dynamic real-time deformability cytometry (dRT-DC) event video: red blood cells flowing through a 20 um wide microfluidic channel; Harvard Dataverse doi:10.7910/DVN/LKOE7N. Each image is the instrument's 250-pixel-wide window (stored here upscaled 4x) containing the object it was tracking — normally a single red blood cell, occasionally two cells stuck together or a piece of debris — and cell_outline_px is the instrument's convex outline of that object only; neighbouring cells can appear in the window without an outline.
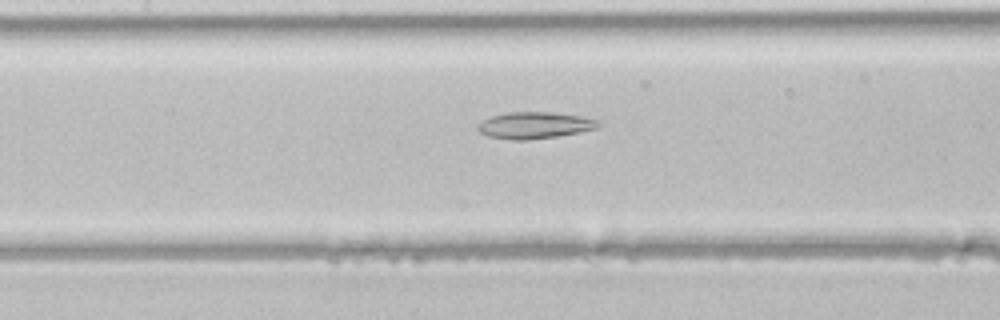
{"species": "common noctule bat (a hibernating species)", "species_latin": "Nyctalus noctula", "temperature_condition": "room temperature", "stored_images_in_passage": 32, "camera_frame_rate_fps": 3000, "um_per_image_px": 0.085, "animal": {"sex": "male", "body_mass_g": 21.5, "forearm_length_mm": 52.0}, "frame": {"image": 1, "passage_image": 7, "time_ms": 2.0, "image_size_px": [1000, 320], "cell_outline_px": [[604, 124], [596, 128], [580, 132], [556, 136], [528, 140], [512, 140], [488, 136], [480, 132], [476, 128], [476, 124], [492, 116], [508, 112], [552, 112], [580, 116], [604, 120]], "centroid_in_image_um": [45.49, 10.64], "position_along_channel_um": 161.9, "area_um2": 18.9}}
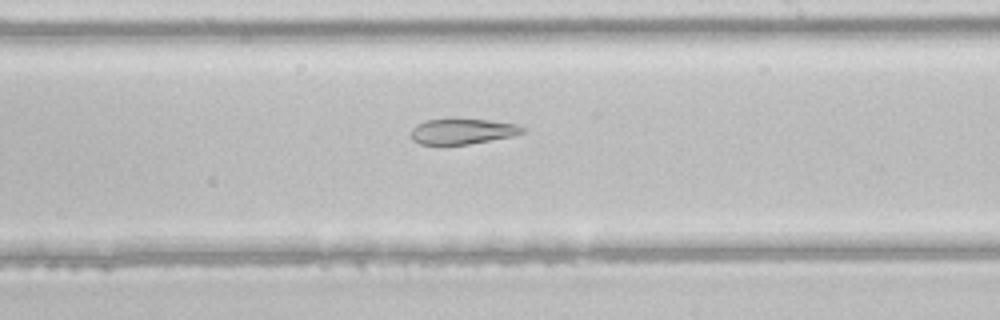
{"frame": {"image": 2, "passage_image": 13, "time_ms": 4.0, "image_size_px": [1000, 320], "cell_outline_px": [[524, 132], [512, 136], [468, 144], [420, 144], [412, 140], [412, 128], [416, 124], [424, 120], [488, 120], [516, 124], [524, 128]], "centroid_in_image_um": [39.29, 11.17], "position_along_channel_um": 249.7, "area_um2": 16.13}}
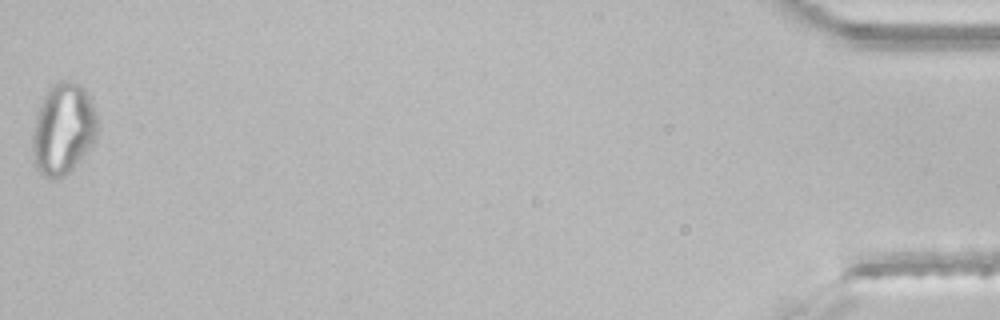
{"frame": {"image": 3, "passage_image": 32, "time_ms": 10.333, "image_size_px": [1000, 320], "cell_outline_px": [[100, 128], [92, 144], [72, 168], [64, 176], [52, 180], [44, 176], [36, 168], [32, 148], [32, 132], [36, 116], [52, 84], [60, 80], [68, 80], [80, 84], [84, 88], [96, 116]], "centroid_in_image_um": [5.37, 10.98], "position_along_channel_um": 429.8, "area_um2": 34.1}}